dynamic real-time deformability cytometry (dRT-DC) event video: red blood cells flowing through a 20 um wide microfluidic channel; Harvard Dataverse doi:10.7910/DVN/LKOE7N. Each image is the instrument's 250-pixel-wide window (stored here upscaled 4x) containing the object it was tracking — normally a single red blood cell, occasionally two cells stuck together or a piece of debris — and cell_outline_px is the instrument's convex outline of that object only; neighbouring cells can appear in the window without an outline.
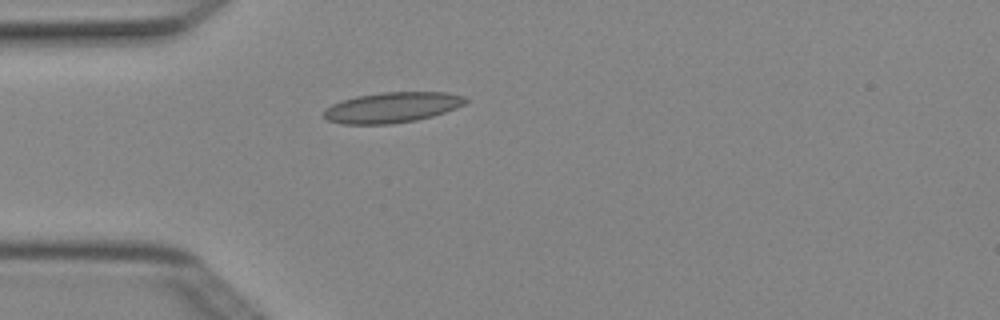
{"species": "Egyptian fruit bat (a non-hibernating species)", "species_latin": "Rousettus aegyptiacus", "temperature_condition": "cold", "stored_images_in_passage": 5, "camera_frame_rate_fps": 3000, "um_per_image_px": 0.085, "animal": {"sex": "female"}, "frame": {"image": 1, "passage_image": 5, "time_ms": 1.333, "image_size_px": [1000, 320], "cell_outline_px": [[468, 100], [464, 104], [456, 108], [432, 116], [416, 120], [388, 124], [344, 124], [328, 120], [324, 116], [324, 108], [332, 104], [356, 96], [380, 92], [448, 92], [464, 96]], "centroid_in_image_um": [33.33, 9.12], "position_along_channel_um": 51.7, "area_um2": 25.09}}